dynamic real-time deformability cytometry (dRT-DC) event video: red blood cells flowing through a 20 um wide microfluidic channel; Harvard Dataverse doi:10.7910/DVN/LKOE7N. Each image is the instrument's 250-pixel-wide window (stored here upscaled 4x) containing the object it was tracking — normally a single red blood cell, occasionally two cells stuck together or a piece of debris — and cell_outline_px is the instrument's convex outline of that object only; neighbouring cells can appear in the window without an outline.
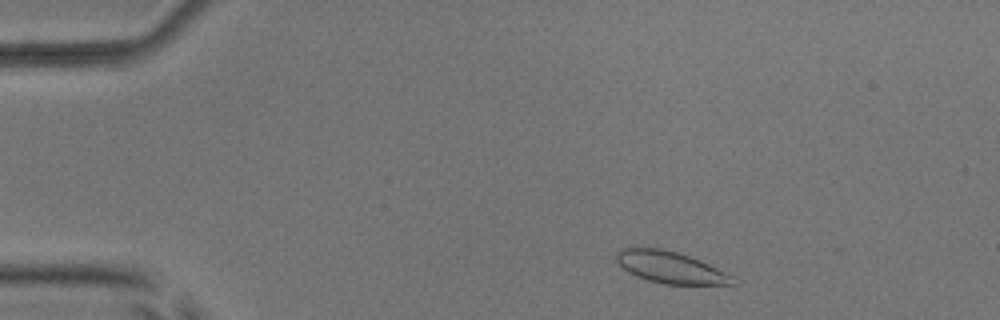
{"species": "common noctule bat (a hibernating species)", "species_latin": "Nyctalus noctula", "temperature_condition": "room temperature", "stored_images_in_passage": 32, "camera_frame_rate_fps": 3000, "um_per_image_px": 0.085, "animal": {"sex": "male", "body_mass_g": 17.9, "forearm_length_mm": 54.2}, "frame": {"image": 1, "passage_image": 4, "time_ms": 1.0, "image_size_px": [1000, 320], "cell_outline_px": [[740, 284], [664, 284], [648, 280], [636, 276], [628, 272], [616, 260], [616, 252], [620, 248], [660, 248], [676, 252], [700, 260], [736, 276]], "centroid_in_image_um": [57.05, 22.74], "position_along_channel_um": 28.0, "area_um2": 21.56}}
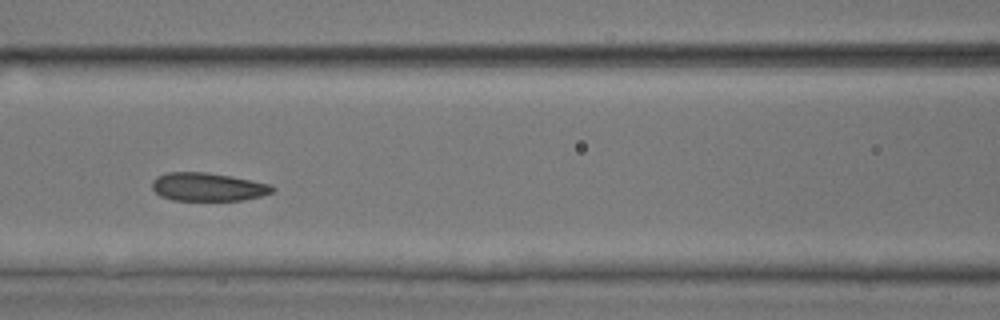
{"frame": {"image": 2, "passage_image": 19, "time_ms": 6.0, "image_size_px": [1000, 320], "cell_outline_px": [[276, 188], [272, 192], [260, 196], [240, 200], [172, 200], [160, 196], [152, 188], [152, 180], [156, 176], [168, 172], [204, 172], [232, 176], [268, 184]], "centroid_in_image_um": [17.62, 15.88], "position_along_channel_um": 149.0, "area_um2": 19.71}}
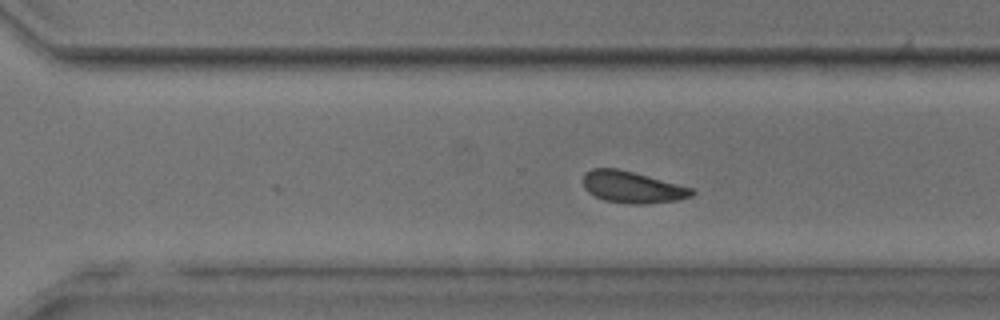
{"frame": {"image": 3, "passage_image": 32, "time_ms": 10.333, "image_size_px": [1000, 320], "cell_outline_px": [[696, 192], [692, 196], [680, 200], [644, 204], [628, 204], [604, 200], [588, 192], [584, 188], [584, 172], [592, 168], [616, 168], [632, 172], [692, 188]], "centroid_in_image_um": [53.74, 15.92], "position_along_channel_um": 316.9, "area_um2": 19.94}}